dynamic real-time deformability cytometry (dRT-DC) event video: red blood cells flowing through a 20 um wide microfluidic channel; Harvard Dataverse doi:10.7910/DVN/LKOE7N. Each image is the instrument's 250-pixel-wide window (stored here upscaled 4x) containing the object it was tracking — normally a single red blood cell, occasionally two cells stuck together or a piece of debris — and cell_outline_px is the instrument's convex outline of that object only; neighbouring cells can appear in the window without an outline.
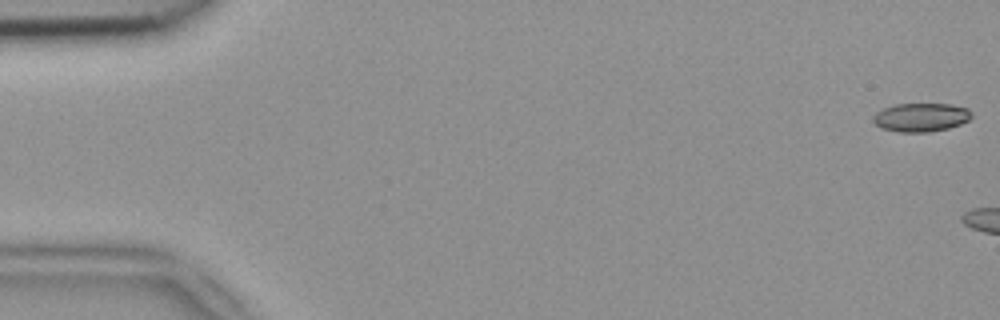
{"species": "common noctule bat (a hibernating species)", "species_latin": "Nyctalus noctula", "temperature_condition": "room temperature", "stored_images_in_passage": 5, "camera_frame_rate_fps": 3000, "um_per_image_px": 0.085, "animal": {"sex": "female", "body_mass_g": 18.4}, "frame": {"image": 1, "passage_image": 1, "time_ms": 0.0, "image_size_px": [1000, 320], "cell_outline_px": [[972, 116], [968, 120], [960, 124], [948, 128], [928, 132], [900, 132], [880, 128], [872, 120], [872, 116], [876, 112], [884, 108], [896, 104], [952, 104], [968, 108], [972, 112]], "centroid_in_image_um": [78.28, 9.97], "position_along_channel_um": 6.7, "area_um2": 16.47}}